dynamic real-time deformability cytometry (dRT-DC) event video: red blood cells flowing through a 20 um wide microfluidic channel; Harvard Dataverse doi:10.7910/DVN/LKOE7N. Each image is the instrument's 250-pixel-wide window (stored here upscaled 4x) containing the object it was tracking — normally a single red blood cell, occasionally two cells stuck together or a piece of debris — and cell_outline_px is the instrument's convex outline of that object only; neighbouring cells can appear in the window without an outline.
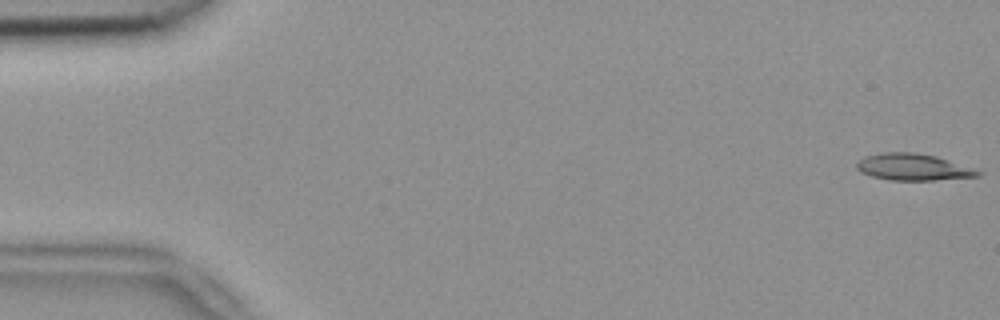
{"species": "common noctule bat (a hibernating species)", "species_latin": "Nyctalus noctula", "temperature_condition": "room temperature", "stored_images_in_passage": 54, "segment_of_instrument_passage": [1, 2], "camera_frame_rate_fps": 3000, "um_per_image_px": 0.085, "animal": {"sex": "female", "body_mass_g": 18.4}, "frame": {"image": 1, "passage_image": 1, "time_ms": 0.0, "image_size_px": [1000, 320], "cell_outline_px": [[980, 176], [932, 180], [888, 180], [872, 176], [860, 172], [856, 168], [856, 164], [864, 156], [884, 152], [912, 152], [936, 156], [980, 172]], "centroid_in_image_um": [77.52, 14.2], "position_along_channel_um": 7.5, "area_um2": 18.44}}
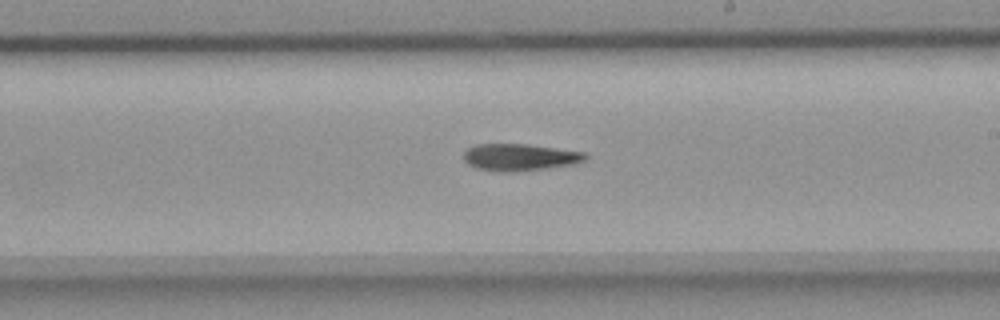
{"frame": {"image": 2, "passage_image": 31, "time_ms": 10.0, "image_size_px": [1000, 320], "cell_outline_px": [[588, 156], [584, 160], [576, 164], [544, 168], [504, 172], [476, 168], [468, 164], [464, 160], [464, 152], [468, 148], [476, 144], [528, 144], [584, 152]], "centroid_in_image_um": [44.17, 13.35], "position_along_channel_um": 244.8, "area_um2": 18.9}}
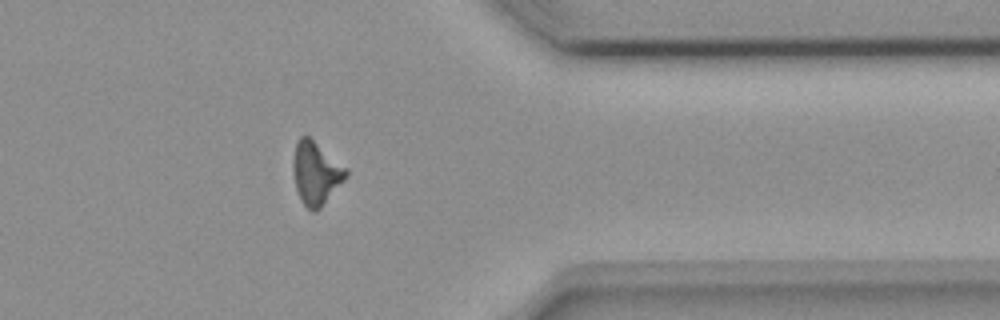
{"frame": {"image": 3, "passage_image": 43, "time_ms": 14.0, "image_size_px": [1000, 320], "cell_outline_px": [[348, 172], [344, 180], [320, 208], [316, 212], [312, 212], [300, 200], [296, 188], [292, 172], [292, 160], [296, 140], [300, 136], [308, 136], [348, 168]], "centroid_in_image_um": [26.83, 14.7], "position_along_channel_um": 384.6, "area_um2": 19.48}}